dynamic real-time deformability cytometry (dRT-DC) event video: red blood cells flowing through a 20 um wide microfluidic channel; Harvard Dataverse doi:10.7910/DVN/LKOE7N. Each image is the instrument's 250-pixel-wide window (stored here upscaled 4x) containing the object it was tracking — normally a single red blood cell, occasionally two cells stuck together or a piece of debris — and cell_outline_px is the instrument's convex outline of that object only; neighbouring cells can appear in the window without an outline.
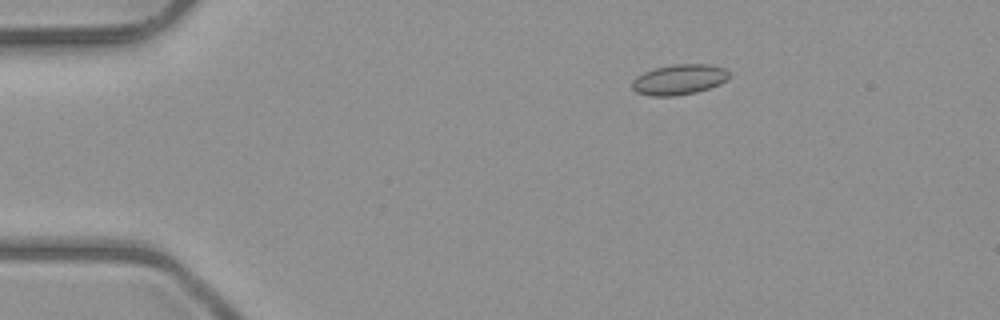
{"species": "common noctule bat (a hibernating species)", "species_latin": "Nyctalus noctula", "temperature_condition": "room temperature", "stored_images_in_passage": 2, "camera_frame_rate_fps": 3000, "um_per_image_px": 0.085, "animal": {"sex": "male", "body_mass_g": 23.1, "forearm_length_mm": 52.7}, "frame": {"image": 1, "passage_image": 1, "time_ms": 0.0, "image_size_px": [1000, 320], "cell_outline_px": [[728, 80], [720, 84], [696, 92], [676, 96], [648, 96], [636, 92], [632, 88], [632, 80], [636, 76], [644, 72], [656, 68], [672, 64], [712, 64], [724, 68], [728, 72]], "centroid_in_image_um": [57.71, 6.76], "position_along_channel_um": 27.3, "area_um2": 17.28}}